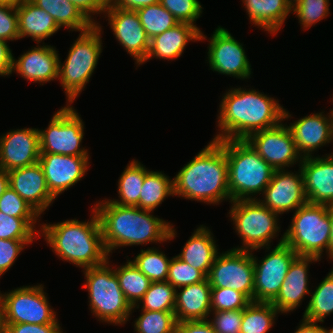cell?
Instances as JSON below:
<instances>
[{"instance_id": "9c48e42d", "label": "cell", "mask_w": 333, "mask_h": 333, "mask_svg": "<svg viewBox=\"0 0 333 333\" xmlns=\"http://www.w3.org/2000/svg\"><path fill=\"white\" fill-rule=\"evenodd\" d=\"M228 213L241 244L233 249L252 251L270 247L272 239L281 232L280 215L264 206L258 199L230 202Z\"/></svg>"}, {"instance_id": "f35d334b", "label": "cell", "mask_w": 333, "mask_h": 333, "mask_svg": "<svg viewBox=\"0 0 333 333\" xmlns=\"http://www.w3.org/2000/svg\"><path fill=\"white\" fill-rule=\"evenodd\" d=\"M41 218H17L5 215L0 211V239L36 240L39 238L37 228ZM36 225L38 227H36ZM36 239V240H35Z\"/></svg>"}, {"instance_id": "7402d4cb", "label": "cell", "mask_w": 333, "mask_h": 333, "mask_svg": "<svg viewBox=\"0 0 333 333\" xmlns=\"http://www.w3.org/2000/svg\"><path fill=\"white\" fill-rule=\"evenodd\" d=\"M319 261V258L313 256H297L293 260L277 296L270 302L281 315L296 311L302 305V301L310 295V264Z\"/></svg>"}, {"instance_id": "60d3db41", "label": "cell", "mask_w": 333, "mask_h": 333, "mask_svg": "<svg viewBox=\"0 0 333 333\" xmlns=\"http://www.w3.org/2000/svg\"><path fill=\"white\" fill-rule=\"evenodd\" d=\"M329 7L330 0H301L291 8V14L298 18L301 29L305 31L330 16Z\"/></svg>"}, {"instance_id": "ba28073f", "label": "cell", "mask_w": 333, "mask_h": 333, "mask_svg": "<svg viewBox=\"0 0 333 333\" xmlns=\"http://www.w3.org/2000/svg\"><path fill=\"white\" fill-rule=\"evenodd\" d=\"M329 205L310 204L299 207L284 232V243L298 256L329 258L331 223ZM326 252V253H323Z\"/></svg>"}, {"instance_id": "91938a15", "label": "cell", "mask_w": 333, "mask_h": 333, "mask_svg": "<svg viewBox=\"0 0 333 333\" xmlns=\"http://www.w3.org/2000/svg\"><path fill=\"white\" fill-rule=\"evenodd\" d=\"M301 0H286V2L289 4V6L292 8L297 3H299Z\"/></svg>"}, {"instance_id": "6125c7cd", "label": "cell", "mask_w": 333, "mask_h": 333, "mask_svg": "<svg viewBox=\"0 0 333 333\" xmlns=\"http://www.w3.org/2000/svg\"><path fill=\"white\" fill-rule=\"evenodd\" d=\"M0 333H3L2 322H1V314H0Z\"/></svg>"}, {"instance_id": "5b68a950", "label": "cell", "mask_w": 333, "mask_h": 333, "mask_svg": "<svg viewBox=\"0 0 333 333\" xmlns=\"http://www.w3.org/2000/svg\"><path fill=\"white\" fill-rule=\"evenodd\" d=\"M225 154L231 201L260 199L275 169L246 140H225Z\"/></svg>"}, {"instance_id": "836d02e7", "label": "cell", "mask_w": 333, "mask_h": 333, "mask_svg": "<svg viewBox=\"0 0 333 333\" xmlns=\"http://www.w3.org/2000/svg\"><path fill=\"white\" fill-rule=\"evenodd\" d=\"M128 260L123 265L111 264L114 268L119 285L130 305L136 306L148 290L151 281L133 263Z\"/></svg>"}, {"instance_id": "7bdbcfd3", "label": "cell", "mask_w": 333, "mask_h": 333, "mask_svg": "<svg viewBox=\"0 0 333 333\" xmlns=\"http://www.w3.org/2000/svg\"><path fill=\"white\" fill-rule=\"evenodd\" d=\"M252 301L243 293L229 288H211V312L243 310Z\"/></svg>"}, {"instance_id": "30bf717a", "label": "cell", "mask_w": 333, "mask_h": 333, "mask_svg": "<svg viewBox=\"0 0 333 333\" xmlns=\"http://www.w3.org/2000/svg\"><path fill=\"white\" fill-rule=\"evenodd\" d=\"M8 291L0 292L2 323L49 324L58 320L44 284L23 285Z\"/></svg>"}, {"instance_id": "e0dca14e", "label": "cell", "mask_w": 333, "mask_h": 333, "mask_svg": "<svg viewBox=\"0 0 333 333\" xmlns=\"http://www.w3.org/2000/svg\"><path fill=\"white\" fill-rule=\"evenodd\" d=\"M108 20L118 43L135 60L136 67L147 58L150 39L144 31L136 11L108 6L102 18Z\"/></svg>"}, {"instance_id": "d6a6232c", "label": "cell", "mask_w": 333, "mask_h": 333, "mask_svg": "<svg viewBox=\"0 0 333 333\" xmlns=\"http://www.w3.org/2000/svg\"><path fill=\"white\" fill-rule=\"evenodd\" d=\"M310 296L302 317L323 324L324 320L333 314V267L311 291Z\"/></svg>"}, {"instance_id": "db71d44e", "label": "cell", "mask_w": 333, "mask_h": 333, "mask_svg": "<svg viewBox=\"0 0 333 333\" xmlns=\"http://www.w3.org/2000/svg\"><path fill=\"white\" fill-rule=\"evenodd\" d=\"M160 0H109V6L136 11L142 7L159 3Z\"/></svg>"}, {"instance_id": "ab89813d", "label": "cell", "mask_w": 333, "mask_h": 333, "mask_svg": "<svg viewBox=\"0 0 333 333\" xmlns=\"http://www.w3.org/2000/svg\"><path fill=\"white\" fill-rule=\"evenodd\" d=\"M141 311L135 318L134 332L136 333H176L177 320L174 312Z\"/></svg>"}, {"instance_id": "5bb4252c", "label": "cell", "mask_w": 333, "mask_h": 333, "mask_svg": "<svg viewBox=\"0 0 333 333\" xmlns=\"http://www.w3.org/2000/svg\"><path fill=\"white\" fill-rule=\"evenodd\" d=\"M208 42L206 63L209 70L243 81L251 78L252 66L244 45L227 28L217 26Z\"/></svg>"}, {"instance_id": "603a6c76", "label": "cell", "mask_w": 333, "mask_h": 333, "mask_svg": "<svg viewBox=\"0 0 333 333\" xmlns=\"http://www.w3.org/2000/svg\"><path fill=\"white\" fill-rule=\"evenodd\" d=\"M303 158L305 194L310 204L333 205V152Z\"/></svg>"}, {"instance_id": "d6986e66", "label": "cell", "mask_w": 333, "mask_h": 333, "mask_svg": "<svg viewBox=\"0 0 333 333\" xmlns=\"http://www.w3.org/2000/svg\"><path fill=\"white\" fill-rule=\"evenodd\" d=\"M38 128L10 129L0 136V168L6 172L38 163Z\"/></svg>"}, {"instance_id": "f6af8a7d", "label": "cell", "mask_w": 333, "mask_h": 333, "mask_svg": "<svg viewBox=\"0 0 333 333\" xmlns=\"http://www.w3.org/2000/svg\"><path fill=\"white\" fill-rule=\"evenodd\" d=\"M0 211L17 218H41V216L10 186L0 196Z\"/></svg>"}, {"instance_id": "816d5d0a", "label": "cell", "mask_w": 333, "mask_h": 333, "mask_svg": "<svg viewBox=\"0 0 333 333\" xmlns=\"http://www.w3.org/2000/svg\"><path fill=\"white\" fill-rule=\"evenodd\" d=\"M176 333H217L208 320L177 322Z\"/></svg>"}, {"instance_id": "4fadbf2b", "label": "cell", "mask_w": 333, "mask_h": 333, "mask_svg": "<svg viewBox=\"0 0 333 333\" xmlns=\"http://www.w3.org/2000/svg\"><path fill=\"white\" fill-rule=\"evenodd\" d=\"M254 264L252 251L228 249L218 253L207 279L211 288H229L254 302Z\"/></svg>"}, {"instance_id": "9a60e30c", "label": "cell", "mask_w": 333, "mask_h": 333, "mask_svg": "<svg viewBox=\"0 0 333 333\" xmlns=\"http://www.w3.org/2000/svg\"><path fill=\"white\" fill-rule=\"evenodd\" d=\"M246 141L275 170L299 166L303 160L284 120L273 128L251 134Z\"/></svg>"}, {"instance_id": "f1b7e54d", "label": "cell", "mask_w": 333, "mask_h": 333, "mask_svg": "<svg viewBox=\"0 0 333 333\" xmlns=\"http://www.w3.org/2000/svg\"><path fill=\"white\" fill-rule=\"evenodd\" d=\"M250 23L262 28L270 36L281 31L286 19L291 14V7L286 0H242Z\"/></svg>"}, {"instance_id": "2e32d148", "label": "cell", "mask_w": 333, "mask_h": 333, "mask_svg": "<svg viewBox=\"0 0 333 333\" xmlns=\"http://www.w3.org/2000/svg\"><path fill=\"white\" fill-rule=\"evenodd\" d=\"M261 197L258 200L279 215L294 212L307 204L303 173L300 167L297 171L295 169L294 171L289 169L275 170Z\"/></svg>"}, {"instance_id": "6da1fadb", "label": "cell", "mask_w": 333, "mask_h": 333, "mask_svg": "<svg viewBox=\"0 0 333 333\" xmlns=\"http://www.w3.org/2000/svg\"><path fill=\"white\" fill-rule=\"evenodd\" d=\"M218 108L217 134L212 140H246L251 134L273 128L293 117L278 98L258 89L230 87Z\"/></svg>"}, {"instance_id": "1f68e13d", "label": "cell", "mask_w": 333, "mask_h": 333, "mask_svg": "<svg viewBox=\"0 0 333 333\" xmlns=\"http://www.w3.org/2000/svg\"><path fill=\"white\" fill-rule=\"evenodd\" d=\"M145 179V165L132 159L118 178V199H109L120 206L139 207V196Z\"/></svg>"}, {"instance_id": "44dd1931", "label": "cell", "mask_w": 333, "mask_h": 333, "mask_svg": "<svg viewBox=\"0 0 333 333\" xmlns=\"http://www.w3.org/2000/svg\"><path fill=\"white\" fill-rule=\"evenodd\" d=\"M324 112L307 114L287 125L303 158L315 156L314 152L333 144V116Z\"/></svg>"}, {"instance_id": "f546056e", "label": "cell", "mask_w": 333, "mask_h": 333, "mask_svg": "<svg viewBox=\"0 0 333 333\" xmlns=\"http://www.w3.org/2000/svg\"><path fill=\"white\" fill-rule=\"evenodd\" d=\"M37 7L45 10L60 28L72 32H84L93 24L69 0H30Z\"/></svg>"}, {"instance_id": "94428289", "label": "cell", "mask_w": 333, "mask_h": 333, "mask_svg": "<svg viewBox=\"0 0 333 333\" xmlns=\"http://www.w3.org/2000/svg\"><path fill=\"white\" fill-rule=\"evenodd\" d=\"M326 326H324V333H333V326H331V328H325Z\"/></svg>"}, {"instance_id": "e575fe53", "label": "cell", "mask_w": 333, "mask_h": 333, "mask_svg": "<svg viewBox=\"0 0 333 333\" xmlns=\"http://www.w3.org/2000/svg\"><path fill=\"white\" fill-rule=\"evenodd\" d=\"M281 313L270 302H251L243 309L240 333H268ZM278 315V316H277Z\"/></svg>"}, {"instance_id": "9f6ffc18", "label": "cell", "mask_w": 333, "mask_h": 333, "mask_svg": "<svg viewBox=\"0 0 333 333\" xmlns=\"http://www.w3.org/2000/svg\"><path fill=\"white\" fill-rule=\"evenodd\" d=\"M329 218L331 223V232H330V240H329V260L333 261V205L329 208Z\"/></svg>"}, {"instance_id": "8fae6325", "label": "cell", "mask_w": 333, "mask_h": 333, "mask_svg": "<svg viewBox=\"0 0 333 333\" xmlns=\"http://www.w3.org/2000/svg\"><path fill=\"white\" fill-rule=\"evenodd\" d=\"M72 104L61 106L51 117L48 127L39 130L40 153L89 157L83 147L85 124Z\"/></svg>"}, {"instance_id": "277c9868", "label": "cell", "mask_w": 333, "mask_h": 333, "mask_svg": "<svg viewBox=\"0 0 333 333\" xmlns=\"http://www.w3.org/2000/svg\"><path fill=\"white\" fill-rule=\"evenodd\" d=\"M89 220L76 218L60 222L41 223L39 238L44 237L56 256L76 267L87 269L104 264L108 253L104 246L98 215L91 207Z\"/></svg>"}, {"instance_id": "6f0895ef", "label": "cell", "mask_w": 333, "mask_h": 333, "mask_svg": "<svg viewBox=\"0 0 333 333\" xmlns=\"http://www.w3.org/2000/svg\"><path fill=\"white\" fill-rule=\"evenodd\" d=\"M9 187V176L8 173L0 168V196Z\"/></svg>"}, {"instance_id": "bcb514c9", "label": "cell", "mask_w": 333, "mask_h": 333, "mask_svg": "<svg viewBox=\"0 0 333 333\" xmlns=\"http://www.w3.org/2000/svg\"><path fill=\"white\" fill-rule=\"evenodd\" d=\"M207 320L217 333H240L243 310L213 311Z\"/></svg>"}, {"instance_id": "11a10c76", "label": "cell", "mask_w": 333, "mask_h": 333, "mask_svg": "<svg viewBox=\"0 0 333 333\" xmlns=\"http://www.w3.org/2000/svg\"><path fill=\"white\" fill-rule=\"evenodd\" d=\"M308 321L302 317L294 333H324V326L321 322Z\"/></svg>"}, {"instance_id": "7a4b0ae2", "label": "cell", "mask_w": 333, "mask_h": 333, "mask_svg": "<svg viewBox=\"0 0 333 333\" xmlns=\"http://www.w3.org/2000/svg\"><path fill=\"white\" fill-rule=\"evenodd\" d=\"M93 208L98 215L104 246L109 256L124 246L162 244L177 237L175 225L155 217L153 211L120 206L108 198L96 201Z\"/></svg>"}, {"instance_id": "cb8c5ba5", "label": "cell", "mask_w": 333, "mask_h": 333, "mask_svg": "<svg viewBox=\"0 0 333 333\" xmlns=\"http://www.w3.org/2000/svg\"><path fill=\"white\" fill-rule=\"evenodd\" d=\"M9 186L40 216L49 210L56 198L49 191L44 172L38 163L7 172Z\"/></svg>"}, {"instance_id": "681fc988", "label": "cell", "mask_w": 333, "mask_h": 333, "mask_svg": "<svg viewBox=\"0 0 333 333\" xmlns=\"http://www.w3.org/2000/svg\"><path fill=\"white\" fill-rule=\"evenodd\" d=\"M59 319L49 324L2 323L3 333H65Z\"/></svg>"}, {"instance_id": "8992f818", "label": "cell", "mask_w": 333, "mask_h": 333, "mask_svg": "<svg viewBox=\"0 0 333 333\" xmlns=\"http://www.w3.org/2000/svg\"><path fill=\"white\" fill-rule=\"evenodd\" d=\"M110 257L102 265L82 269L86 282L81 287L88 291V308L93 317L99 322L120 327L129 321L132 306L120 288Z\"/></svg>"}, {"instance_id": "484cf974", "label": "cell", "mask_w": 333, "mask_h": 333, "mask_svg": "<svg viewBox=\"0 0 333 333\" xmlns=\"http://www.w3.org/2000/svg\"><path fill=\"white\" fill-rule=\"evenodd\" d=\"M177 322L207 320L211 313V285L208 279L176 289Z\"/></svg>"}, {"instance_id": "3957f363", "label": "cell", "mask_w": 333, "mask_h": 333, "mask_svg": "<svg viewBox=\"0 0 333 333\" xmlns=\"http://www.w3.org/2000/svg\"><path fill=\"white\" fill-rule=\"evenodd\" d=\"M173 177L174 197L219 205L231 202L225 140H210Z\"/></svg>"}, {"instance_id": "8d00e7d4", "label": "cell", "mask_w": 333, "mask_h": 333, "mask_svg": "<svg viewBox=\"0 0 333 333\" xmlns=\"http://www.w3.org/2000/svg\"><path fill=\"white\" fill-rule=\"evenodd\" d=\"M175 296L176 289L167 281L151 282L142 299L136 306L132 307L131 315L136 311V309L174 312Z\"/></svg>"}, {"instance_id": "f907efd6", "label": "cell", "mask_w": 333, "mask_h": 333, "mask_svg": "<svg viewBox=\"0 0 333 333\" xmlns=\"http://www.w3.org/2000/svg\"><path fill=\"white\" fill-rule=\"evenodd\" d=\"M93 24L97 25L96 16L101 18L109 6V0H69ZM95 16V17H94ZM95 18V19H94Z\"/></svg>"}, {"instance_id": "c3c4849f", "label": "cell", "mask_w": 333, "mask_h": 333, "mask_svg": "<svg viewBox=\"0 0 333 333\" xmlns=\"http://www.w3.org/2000/svg\"><path fill=\"white\" fill-rule=\"evenodd\" d=\"M0 39L19 40L18 15L14 5L0 3Z\"/></svg>"}, {"instance_id": "d590c367", "label": "cell", "mask_w": 333, "mask_h": 333, "mask_svg": "<svg viewBox=\"0 0 333 333\" xmlns=\"http://www.w3.org/2000/svg\"><path fill=\"white\" fill-rule=\"evenodd\" d=\"M158 247H148L130 259L151 282H165L168 278L170 260L165 252Z\"/></svg>"}, {"instance_id": "be15d7a7", "label": "cell", "mask_w": 333, "mask_h": 333, "mask_svg": "<svg viewBox=\"0 0 333 333\" xmlns=\"http://www.w3.org/2000/svg\"><path fill=\"white\" fill-rule=\"evenodd\" d=\"M332 96H333V94H332ZM331 99H332L331 102H333V97H332ZM332 105H333V104H332ZM329 112H330V114L333 116V108L330 109Z\"/></svg>"}, {"instance_id": "7dc6e473", "label": "cell", "mask_w": 333, "mask_h": 333, "mask_svg": "<svg viewBox=\"0 0 333 333\" xmlns=\"http://www.w3.org/2000/svg\"><path fill=\"white\" fill-rule=\"evenodd\" d=\"M33 240H5L0 239V278L13 267L23 249Z\"/></svg>"}, {"instance_id": "ee69618b", "label": "cell", "mask_w": 333, "mask_h": 333, "mask_svg": "<svg viewBox=\"0 0 333 333\" xmlns=\"http://www.w3.org/2000/svg\"><path fill=\"white\" fill-rule=\"evenodd\" d=\"M160 4L166 8L179 23H189L196 26V21L202 17L203 8L199 0H160Z\"/></svg>"}, {"instance_id": "ac0fdd59", "label": "cell", "mask_w": 333, "mask_h": 333, "mask_svg": "<svg viewBox=\"0 0 333 333\" xmlns=\"http://www.w3.org/2000/svg\"><path fill=\"white\" fill-rule=\"evenodd\" d=\"M90 157L40 153L39 164L51 194L59 195L75 186L88 174Z\"/></svg>"}, {"instance_id": "d4e9b609", "label": "cell", "mask_w": 333, "mask_h": 333, "mask_svg": "<svg viewBox=\"0 0 333 333\" xmlns=\"http://www.w3.org/2000/svg\"><path fill=\"white\" fill-rule=\"evenodd\" d=\"M207 40L202 30L189 23H179L175 27L166 30L160 35L150 39L147 58L141 64H145L152 58L174 61L182 56L189 42Z\"/></svg>"}, {"instance_id": "4316f807", "label": "cell", "mask_w": 333, "mask_h": 333, "mask_svg": "<svg viewBox=\"0 0 333 333\" xmlns=\"http://www.w3.org/2000/svg\"><path fill=\"white\" fill-rule=\"evenodd\" d=\"M214 238L213 231L209 227L203 224L197 226L182 246L181 252L176 256L208 276L210 268L220 252Z\"/></svg>"}, {"instance_id": "b9f144b4", "label": "cell", "mask_w": 333, "mask_h": 333, "mask_svg": "<svg viewBox=\"0 0 333 333\" xmlns=\"http://www.w3.org/2000/svg\"><path fill=\"white\" fill-rule=\"evenodd\" d=\"M206 279L207 276L202 271L193 268L177 256L171 257L167 282L175 289L195 284Z\"/></svg>"}, {"instance_id": "680465c9", "label": "cell", "mask_w": 333, "mask_h": 333, "mask_svg": "<svg viewBox=\"0 0 333 333\" xmlns=\"http://www.w3.org/2000/svg\"><path fill=\"white\" fill-rule=\"evenodd\" d=\"M23 0H0V3L18 6Z\"/></svg>"}, {"instance_id": "4dcf8cb0", "label": "cell", "mask_w": 333, "mask_h": 333, "mask_svg": "<svg viewBox=\"0 0 333 333\" xmlns=\"http://www.w3.org/2000/svg\"><path fill=\"white\" fill-rule=\"evenodd\" d=\"M174 197L173 178L162 171H154L145 167V179L143 181L139 208L153 211L159 207L166 198Z\"/></svg>"}, {"instance_id": "7c38bea8", "label": "cell", "mask_w": 333, "mask_h": 333, "mask_svg": "<svg viewBox=\"0 0 333 333\" xmlns=\"http://www.w3.org/2000/svg\"><path fill=\"white\" fill-rule=\"evenodd\" d=\"M276 246L252 250L254 264V302H271L278 294L288 273L289 266L298 254L284 243V232ZM266 249L260 260L254 251ZM271 250V251H270Z\"/></svg>"}, {"instance_id": "83f0119b", "label": "cell", "mask_w": 333, "mask_h": 333, "mask_svg": "<svg viewBox=\"0 0 333 333\" xmlns=\"http://www.w3.org/2000/svg\"><path fill=\"white\" fill-rule=\"evenodd\" d=\"M16 9L19 40L30 37L36 43H44V40L61 30L50 14L30 0H23Z\"/></svg>"}, {"instance_id": "ffe728a7", "label": "cell", "mask_w": 333, "mask_h": 333, "mask_svg": "<svg viewBox=\"0 0 333 333\" xmlns=\"http://www.w3.org/2000/svg\"><path fill=\"white\" fill-rule=\"evenodd\" d=\"M59 51L55 46L37 43L35 47L23 52L12 60V71L21 78L44 85L59 77Z\"/></svg>"}, {"instance_id": "52a82bcc", "label": "cell", "mask_w": 333, "mask_h": 333, "mask_svg": "<svg viewBox=\"0 0 333 333\" xmlns=\"http://www.w3.org/2000/svg\"><path fill=\"white\" fill-rule=\"evenodd\" d=\"M102 27L98 23L89 30L80 32L63 63L59 56L58 81L65 93L66 104L76 101L95 72L103 52Z\"/></svg>"}, {"instance_id": "f5cc1de1", "label": "cell", "mask_w": 333, "mask_h": 333, "mask_svg": "<svg viewBox=\"0 0 333 333\" xmlns=\"http://www.w3.org/2000/svg\"><path fill=\"white\" fill-rule=\"evenodd\" d=\"M7 43V41L0 39V77L12 75L13 53Z\"/></svg>"}, {"instance_id": "74e56055", "label": "cell", "mask_w": 333, "mask_h": 333, "mask_svg": "<svg viewBox=\"0 0 333 333\" xmlns=\"http://www.w3.org/2000/svg\"><path fill=\"white\" fill-rule=\"evenodd\" d=\"M149 39L179 24L178 20L160 2L136 10Z\"/></svg>"}]
</instances>
